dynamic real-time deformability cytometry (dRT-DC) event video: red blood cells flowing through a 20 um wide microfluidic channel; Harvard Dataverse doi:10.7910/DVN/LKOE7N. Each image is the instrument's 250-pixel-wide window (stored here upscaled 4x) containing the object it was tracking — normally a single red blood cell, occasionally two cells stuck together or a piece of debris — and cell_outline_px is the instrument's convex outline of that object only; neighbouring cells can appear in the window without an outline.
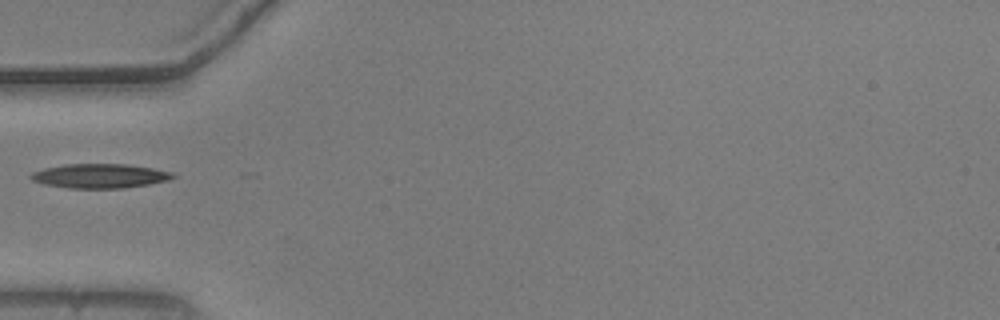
{"species": "common noctule bat (a hibernating species)", "species_latin": "Nyctalus noctula", "temperature_condition": "warm", "stored_images_in_passage": 32, "camera_frame_rate_fps": 3000, "um_per_image_px": 0.085, "animal": {"sex": "male", "body_mass_g": 20.5, "forearm_length_mm": 52.5}, "frame": {"image": 1, "passage_image": 1, "time_ms": 0.0, "image_size_px": [1000, 320], "cell_outline_px": [[176, 176], [168, 180], [148, 184], [124, 188], [68, 188], [44, 184], [32, 180], [28, 176], [32, 172], [44, 168], [64, 164], [124, 164], [152, 168], [172, 172]], "centroid_in_image_um": [8.45, 14.95], "position_along_channel_um": 76.6, "area_um2": 20.06}}
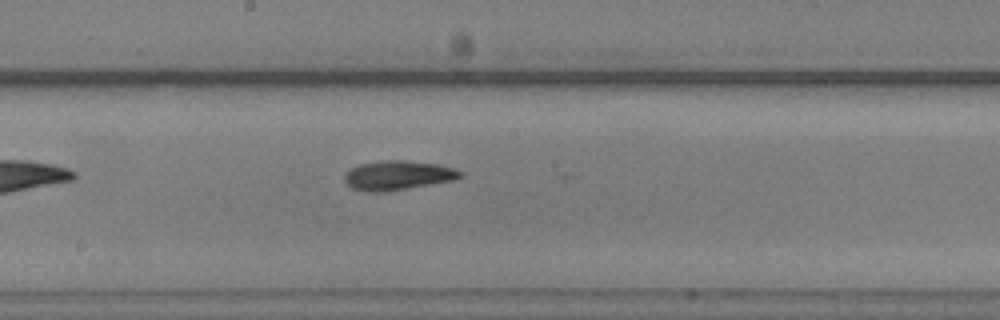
{"frame": {"image": 2, "passage_image": 12, "time_ms": 3.667, "image_size_px": [1000, 320], "cell_outline_px": [[464, 176], [452, 180], [384, 192], [364, 192], [352, 188], [344, 184], [344, 176], [352, 168], [360, 164], [380, 160], [404, 160], [436, 164], [452, 168], [460, 172]], "centroid_in_image_um": [33.74, 14.91], "position_along_channel_um": 214.5, "area_um2": 19.59}}
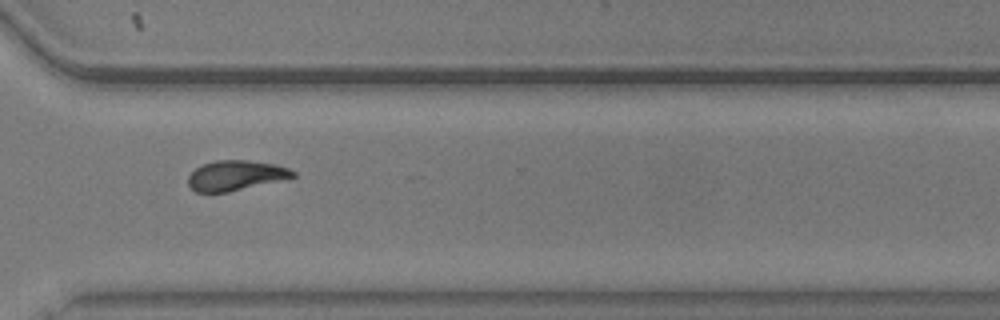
{"frame": {"image": 3, "passage_image": 23, "time_ms": 7.333, "image_size_px": [1000, 320], "cell_outline_px": [[296, 176], [228, 192], [196, 192], [188, 184], [188, 176], [196, 168], [204, 164], [216, 160], [248, 160], [272, 164], [288, 168], [296, 172]], "centroid_in_image_um": [20.01, 14.91], "position_along_channel_um": 350.6, "area_um2": 17.98}}